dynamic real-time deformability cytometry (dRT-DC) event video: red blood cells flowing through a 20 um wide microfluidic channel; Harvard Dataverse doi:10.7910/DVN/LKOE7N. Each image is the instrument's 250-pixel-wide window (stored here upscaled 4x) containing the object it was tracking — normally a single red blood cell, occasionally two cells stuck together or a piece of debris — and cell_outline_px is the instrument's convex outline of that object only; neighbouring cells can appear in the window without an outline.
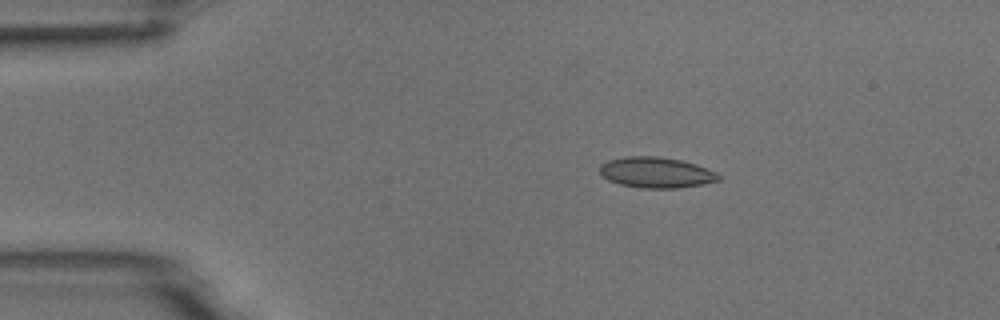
{"species": "common noctule bat (a hibernating species)", "species_latin": "Nyctalus noctula", "temperature_condition": "room temperature", "stored_images_in_passage": 3, "camera_frame_rate_fps": 3000, "um_per_image_px": 0.085, "animal": {"sex": "male", "body_mass_g": 18.8}, "frame": {"image": 1, "passage_image": 2, "time_ms": 1.333, "image_size_px": [1000, 320], "cell_outline_px": [[720, 180], [704, 184], [676, 188], [644, 188], [620, 184], [608, 180], [600, 172], [600, 164], [608, 160], [624, 156], [656, 156], [680, 160], [696, 164], [716, 172], [720, 176]], "centroid_in_image_um": [55.77, 14.66], "position_along_channel_um": 29.2, "area_um2": 21.21}}